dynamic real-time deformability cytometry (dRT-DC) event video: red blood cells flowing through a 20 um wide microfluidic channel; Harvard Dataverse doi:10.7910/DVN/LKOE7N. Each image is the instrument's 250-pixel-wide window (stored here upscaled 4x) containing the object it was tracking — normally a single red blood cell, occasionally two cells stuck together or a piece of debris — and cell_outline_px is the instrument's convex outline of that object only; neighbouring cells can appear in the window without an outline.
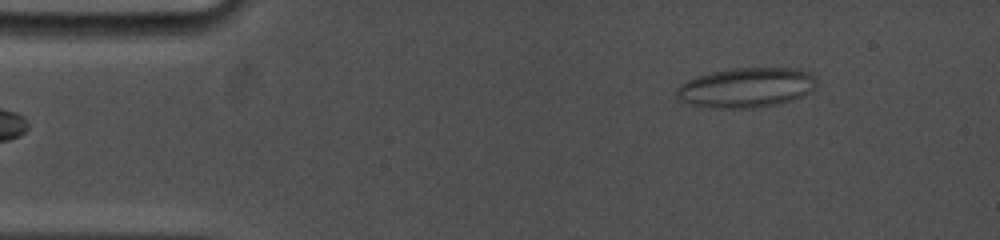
{"species": "common noctule bat (a hibernating species)", "species_latin": "Nyctalus noctula", "temperature_condition": "cold", "stored_images_in_passage": 4, "camera_frame_rate_fps": 5000, "um_per_image_px": 0.085, "animal": {"sex": "female", "body_mass_g": 19.0, "forearm_length_mm": 53.3}, "frame": {"image": 1, "passage_image": 2, "time_ms": 1.2, "image_size_px": [1000, 240], "cell_outline_px": [[816, 84], [804, 96], [792, 100], [776, 104], [752, 108], [712, 108], [688, 104], [680, 100], [676, 96], [676, 88], [680, 84], [696, 76], [712, 72], [736, 68], [796, 68], [808, 72], [816, 76]], "centroid_in_image_um": [63.41, 7.45], "position_along_channel_um": 21.6, "area_um2": 32.54}}